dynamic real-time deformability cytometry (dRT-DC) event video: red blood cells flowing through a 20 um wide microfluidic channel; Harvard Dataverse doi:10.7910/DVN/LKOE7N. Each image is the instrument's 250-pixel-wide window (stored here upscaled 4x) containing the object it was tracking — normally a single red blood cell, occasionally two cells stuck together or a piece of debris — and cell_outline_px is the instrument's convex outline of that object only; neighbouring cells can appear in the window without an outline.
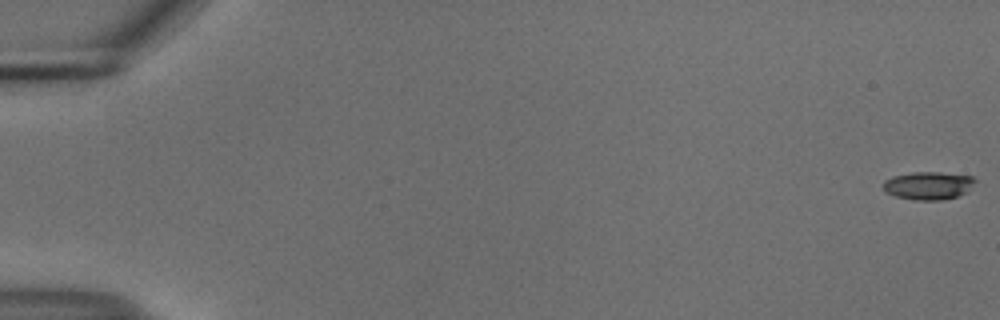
{"species": "common noctule bat (a hibernating species)", "species_latin": "Nyctalus noctula", "temperature_condition": "cold", "stored_images_in_passage": 19, "camera_frame_rate_fps": 3000, "um_per_image_px": 0.085, "animal": {"sex": "male", "body_mass_g": 18.8}, "frame": {"image": 1, "passage_image": 1, "time_ms": 0.0, "image_size_px": [1000, 320], "cell_outline_px": [[976, 180], [968, 192], [944, 200], [916, 200], [896, 196], [884, 192], [884, 180], [892, 176], [912, 172], [940, 172], [972, 176]], "centroid_in_image_um": [78.91, 15.77], "position_along_channel_um": 6.1, "area_um2": 15.03}}
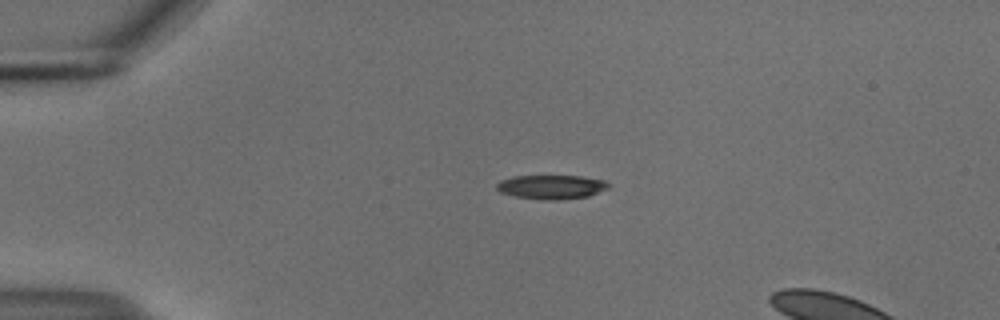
{"frame": {"image": 2, "passage_image": 14, "time_ms": 4.333, "image_size_px": [1000, 320], "cell_outline_px": [[608, 188], [588, 196], [556, 200], [544, 200], [516, 196], [500, 192], [496, 188], [496, 184], [500, 180], [512, 176], [580, 176], [604, 180], [608, 184]], "centroid_in_image_um": [46.83, 15.88], "position_along_channel_um": 38.2, "area_um2": 15.55}}